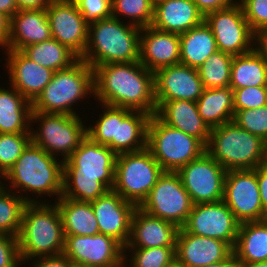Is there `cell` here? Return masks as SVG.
I'll return each mask as SVG.
<instances>
[{
	"mask_svg": "<svg viewBox=\"0 0 267 267\" xmlns=\"http://www.w3.org/2000/svg\"><path fill=\"white\" fill-rule=\"evenodd\" d=\"M94 71V97L101 104L154 115V72L139 61L98 65Z\"/></svg>",
	"mask_w": 267,
	"mask_h": 267,
	"instance_id": "6da1fadb",
	"label": "cell"
},
{
	"mask_svg": "<svg viewBox=\"0 0 267 267\" xmlns=\"http://www.w3.org/2000/svg\"><path fill=\"white\" fill-rule=\"evenodd\" d=\"M116 157L107 146L95 143L87 136L63 161L62 197L91 202L112 190Z\"/></svg>",
	"mask_w": 267,
	"mask_h": 267,
	"instance_id": "7a4b0ae2",
	"label": "cell"
},
{
	"mask_svg": "<svg viewBox=\"0 0 267 267\" xmlns=\"http://www.w3.org/2000/svg\"><path fill=\"white\" fill-rule=\"evenodd\" d=\"M44 151L41 147L30 142L23 150L21 156L1 177L10 183V190L18 192L23 190L27 193L24 200L27 203H37L33 198L28 197V192L32 195L42 196L56 195L59 199L63 193V161L57 159ZM14 189H13V188ZM34 193V194H33Z\"/></svg>",
	"mask_w": 267,
	"mask_h": 267,
	"instance_id": "3957f363",
	"label": "cell"
},
{
	"mask_svg": "<svg viewBox=\"0 0 267 267\" xmlns=\"http://www.w3.org/2000/svg\"><path fill=\"white\" fill-rule=\"evenodd\" d=\"M123 22L111 16L89 25L88 43L81 59L92 69L139 61L141 28Z\"/></svg>",
	"mask_w": 267,
	"mask_h": 267,
	"instance_id": "277c9868",
	"label": "cell"
},
{
	"mask_svg": "<svg viewBox=\"0 0 267 267\" xmlns=\"http://www.w3.org/2000/svg\"><path fill=\"white\" fill-rule=\"evenodd\" d=\"M17 239L22 264L38 257L63 254L65 236L56 203L46 204V200L28 203Z\"/></svg>",
	"mask_w": 267,
	"mask_h": 267,
	"instance_id": "5b68a950",
	"label": "cell"
},
{
	"mask_svg": "<svg viewBox=\"0 0 267 267\" xmlns=\"http://www.w3.org/2000/svg\"><path fill=\"white\" fill-rule=\"evenodd\" d=\"M101 108L104 111L94 127L87 128V136L93 142L107 146L116 155L147 148L148 123L152 115L104 104Z\"/></svg>",
	"mask_w": 267,
	"mask_h": 267,
	"instance_id": "8992f818",
	"label": "cell"
},
{
	"mask_svg": "<svg viewBox=\"0 0 267 267\" xmlns=\"http://www.w3.org/2000/svg\"><path fill=\"white\" fill-rule=\"evenodd\" d=\"M94 96V71L81 58L70 67L58 70L32 102V111L77 115L72 105Z\"/></svg>",
	"mask_w": 267,
	"mask_h": 267,
	"instance_id": "52a82bcc",
	"label": "cell"
},
{
	"mask_svg": "<svg viewBox=\"0 0 267 267\" xmlns=\"http://www.w3.org/2000/svg\"><path fill=\"white\" fill-rule=\"evenodd\" d=\"M265 141L233 121L211 129L206 152L226 171L256 169L264 163Z\"/></svg>",
	"mask_w": 267,
	"mask_h": 267,
	"instance_id": "ba28073f",
	"label": "cell"
},
{
	"mask_svg": "<svg viewBox=\"0 0 267 267\" xmlns=\"http://www.w3.org/2000/svg\"><path fill=\"white\" fill-rule=\"evenodd\" d=\"M163 173L164 170L147 148L122 153L116 157L112 190L140 207Z\"/></svg>",
	"mask_w": 267,
	"mask_h": 267,
	"instance_id": "9c48e42d",
	"label": "cell"
},
{
	"mask_svg": "<svg viewBox=\"0 0 267 267\" xmlns=\"http://www.w3.org/2000/svg\"><path fill=\"white\" fill-rule=\"evenodd\" d=\"M147 149L162 169L170 172H177L206 151L197 138L168 126L155 114L148 123Z\"/></svg>",
	"mask_w": 267,
	"mask_h": 267,
	"instance_id": "30bf717a",
	"label": "cell"
},
{
	"mask_svg": "<svg viewBox=\"0 0 267 267\" xmlns=\"http://www.w3.org/2000/svg\"><path fill=\"white\" fill-rule=\"evenodd\" d=\"M80 116L68 114L42 113L32 111L31 123L38 124L37 132L32 130L31 142L41 147L52 156L60 153L62 161L67 160L71 154L79 147L81 142L87 137V126ZM86 126V127H85Z\"/></svg>",
	"mask_w": 267,
	"mask_h": 267,
	"instance_id": "8fae6325",
	"label": "cell"
},
{
	"mask_svg": "<svg viewBox=\"0 0 267 267\" xmlns=\"http://www.w3.org/2000/svg\"><path fill=\"white\" fill-rule=\"evenodd\" d=\"M193 203L177 172L164 171L140 208L182 228Z\"/></svg>",
	"mask_w": 267,
	"mask_h": 267,
	"instance_id": "7c38bea8",
	"label": "cell"
},
{
	"mask_svg": "<svg viewBox=\"0 0 267 267\" xmlns=\"http://www.w3.org/2000/svg\"><path fill=\"white\" fill-rule=\"evenodd\" d=\"M177 173L193 205L223 200L227 171L206 151Z\"/></svg>",
	"mask_w": 267,
	"mask_h": 267,
	"instance_id": "4fadbf2b",
	"label": "cell"
},
{
	"mask_svg": "<svg viewBox=\"0 0 267 267\" xmlns=\"http://www.w3.org/2000/svg\"><path fill=\"white\" fill-rule=\"evenodd\" d=\"M204 21L214 34L218 50L236 56L255 48L256 34L251 30L239 3L207 14Z\"/></svg>",
	"mask_w": 267,
	"mask_h": 267,
	"instance_id": "5bb4252c",
	"label": "cell"
},
{
	"mask_svg": "<svg viewBox=\"0 0 267 267\" xmlns=\"http://www.w3.org/2000/svg\"><path fill=\"white\" fill-rule=\"evenodd\" d=\"M223 201L240 224L267 219L255 169L227 171Z\"/></svg>",
	"mask_w": 267,
	"mask_h": 267,
	"instance_id": "9a60e30c",
	"label": "cell"
},
{
	"mask_svg": "<svg viewBox=\"0 0 267 267\" xmlns=\"http://www.w3.org/2000/svg\"><path fill=\"white\" fill-rule=\"evenodd\" d=\"M63 254L75 267H124V247L112 237L64 235Z\"/></svg>",
	"mask_w": 267,
	"mask_h": 267,
	"instance_id": "2e32d148",
	"label": "cell"
},
{
	"mask_svg": "<svg viewBox=\"0 0 267 267\" xmlns=\"http://www.w3.org/2000/svg\"><path fill=\"white\" fill-rule=\"evenodd\" d=\"M240 223L223 200L195 204L182 227L187 233L228 243L234 248Z\"/></svg>",
	"mask_w": 267,
	"mask_h": 267,
	"instance_id": "e0dca14e",
	"label": "cell"
},
{
	"mask_svg": "<svg viewBox=\"0 0 267 267\" xmlns=\"http://www.w3.org/2000/svg\"><path fill=\"white\" fill-rule=\"evenodd\" d=\"M45 10L52 38L81 58L88 43L89 24L78 6L72 0H52Z\"/></svg>",
	"mask_w": 267,
	"mask_h": 267,
	"instance_id": "ac0fdd59",
	"label": "cell"
},
{
	"mask_svg": "<svg viewBox=\"0 0 267 267\" xmlns=\"http://www.w3.org/2000/svg\"><path fill=\"white\" fill-rule=\"evenodd\" d=\"M91 206L99 233L112 237L125 247L130 239L131 220L136 206L113 190L91 201Z\"/></svg>",
	"mask_w": 267,
	"mask_h": 267,
	"instance_id": "d6986e66",
	"label": "cell"
},
{
	"mask_svg": "<svg viewBox=\"0 0 267 267\" xmlns=\"http://www.w3.org/2000/svg\"><path fill=\"white\" fill-rule=\"evenodd\" d=\"M155 101L187 100L196 102L205 89L196 68L181 63L154 73Z\"/></svg>",
	"mask_w": 267,
	"mask_h": 267,
	"instance_id": "ffe728a7",
	"label": "cell"
},
{
	"mask_svg": "<svg viewBox=\"0 0 267 267\" xmlns=\"http://www.w3.org/2000/svg\"><path fill=\"white\" fill-rule=\"evenodd\" d=\"M232 254L233 248L224 241L178 230L175 256L183 267H203L225 261Z\"/></svg>",
	"mask_w": 267,
	"mask_h": 267,
	"instance_id": "44dd1931",
	"label": "cell"
},
{
	"mask_svg": "<svg viewBox=\"0 0 267 267\" xmlns=\"http://www.w3.org/2000/svg\"><path fill=\"white\" fill-rule=\"evenodd\" d=\"M6 55L10 87L33 102L52 80L55 71L37 64L19 50H6Z\"/></svg>",
	"mask_w": 267,
	"mask_h": 267,
	"instance_id": "7402d4cb",
	"label": "cell"
},
{
	"mask_svg": "<svg viewBox=\"0 0 267 267\" xmlns=\"http://www.w3.org/2000/svg\"><path fill=\"white\" fill-rule=\"evenodd\" d=\"M139 62L154 73L160 68L179 64L180 35L152 26L141 28Z\"/></svg>",
	"mask_w": 267,
	"mask_h": 267,
	"instance_id": "603a6c76",
	"label": "cell"
},
{
	"mask_svg": "<svg viewBox=\"0 0 267 267\" xmlns=\"http://www.w3.org/2000/svg\"><path fill=\"white\" fill-rule=\"evenodd\" d=\"M179 228L166 220L136 207L131 220V234L124 248L176 246Z\"/></svg>",
	"mask_w": 267,
	"mask_h": 267,
	"instance_id": "cb8c5ba5",
	"label": "cell"
},
{
	"mask_svg": "<svg viewBox=\"0 0 267 267\" xmlns=\"http://www.w3.org/2000/svg\"><path fill=\"white\" fill-rule=\"evenodd\" d=\"M156 105L155 115L163 123L197 138L206 147L211 129L199 115L196 102L182 99L156 101Z\"/></svg>",
	"mask_w": 267,
	"mask_h": 267,
	"instance_id": "d4e9b609",
	"label": "cell"
},
{
	"mask_svg": "<svg viewBox=\"0 0 267 267\" xmlns=\"http://www.w3.org/2000/svg\"><path fill=\"white\" fill-rule=\"evenodd\" d=\"M203 21L204 16L193 0H161L154 4L151 26L160 31L180 35Z\"/></svg>",
	"mask_w": 267,
	"mask_h": 267,
	"instance_id": "484cf974",
	"label": "cell"
},
{
	"mask_svg": "<svg viewBox=\"0 0 267 267\" xmlns=\"http://www.w3.org/2000/svg\"><path fill=\"white\" fill-rule=\"evenodd\" d=\"M52 38L45 9L18 10L10 23V36L6 50L22 51L25 47Z\"/></svg>",
	"mask_w": 267,
	"mask_h": 267,
	"instance_id": "4316f807",
	"label": "cell"
},
{
	"mask_svg": "<svg viewBox=\"0 0 267 267\" xmlns=\"http://www.w3.org/2000/svg\"><path fill=\"white\" fill-rule=\"evenodd\" d=\"M10 88L0 87V133H31L32 102Z\"/></svg>",
	"mask_w": 267,
	"mask_h": 267,
	"instance_id": "83f0119b",
	"label": "cell"
},
{
	"mask_svg": "<svg viewBox=\"0 0 267 267\" xmlns=\"http://www.w3.org/2000/svg\"><path fill=\"white\" fill-rule=\"evenodd\" d=\"M233 255L238 264L267 261V219L239 225Z\"/></svg>",
	"mask_w": 267,
	"mask_h": 267,
	"instance_id": "f1b7e54d",
	"label": "cell"
},
{
	"mask_svg": "<svg viewBox=\"0 0 267 267\" xmlns=\"http://www.w3.org/2000/svg\"><path fill=\"white\" fill-rule=\"evenodd\" d=\"M196 104L199 115L210 129L233 121L234 91L230 86L205 88Z\"/></svg>",
	"mask_w": 267,
	"mask_h": 267,
	"instance_id": "f546056e",
	"label": "cell"
},
{
	"mask_svg": "<svg viewBox=\"0 0 267 267\" xmlns=\"http://www.w3.org/2000/svg\"><path fill=\"white\" fill-rule=\"evenodd\" d=\"M64 235H96L99 233L97 219L91 202L77 201L60 197L56 199Z\"/></svg>",
	"mask_w": 267,
	"mask_h": 267,
	"instance_id": "4dcf8cb0",
	"label": "cell"
},
{
	"mask_svg": "<svg viewBox=\"0 0 267 267\" xmlns=\"http://www.w3.org/2000/svg\"><path fill=\"white\" fill-rule=\"evenodd\" d=\"M217 50L214 34L205 21L180 34V63L183 65L197 69Z\"/></svg>",
	"mask_w": 267,
	"mask_h": 267,
	"instance_id": "1f68e13d",
	"label": "cell"
},
{
	"mask_svg": "<svg viewBox=\"0 0 267 267\" xmlns=\"http://www.w3.org/2000/svg\"><path fill=\"white\" fill-rule=\"evenodd\" d=\"M229 86L232 90L267 86V60L256 48L248 53L233 56Z\"/></svg>",
	"mask_w": 267,
	"mask_h": 267,
	"instance_id": "d6a6232c",
	"label": "cell"
},
{
	"mask_svg": "<svg viewBox=\"0 0 267 267\" xmlns=\"http://www.w3.org/2000/svg\"><path fill=\"white\" fill-rule=\"evenodd\" d=\"M22 52L32 61L55 72L70 67L79 59L73 51L54 38L31 44Z\"/></svg>",
	"mask_w": 267,
	"mask_h": 267,
	"instance_id": "836d02e7",
	"label": "cell"
},
{
	"mask_svg": "<svg viewBox=\"0 0 267 267\" xmlns=\"http://www.w3.org/2000/svg\"><path fill=\"white\" fill-rule=\"evenodd\" d=\"M2 183L0 180V234L17 237L22 224L23 212L28 203L23 195L11 192Z\"/></svg>",
	"mask_w": 267,
	"mask_h": 267,
	"instance_id": "e575fe53",
	"label": "cell"
},
{
	"mask_svg": "<svg viewBox=\"0 0 267 267\" xmlns=\"http://www.w3.org/2000/svg\"><path fill=\"white\" fill-rule=\"evenodd\" d=\"M233 55L217 50L197 68L204 88L229 87Z\"/></svg>",
	"mask_w": 267,
	"mask_h": 267,
	"instance_id": "d590c367",
	"label": "cell"
},
{
	"mask_svg": "<svg viewBox=\"0 0 267 267\" xmlns=\"http://www.w3.org/2000/svg\"><path fill=\"white\" fill-rule=\"evenodd\" d=\"M127 250L132 252L131 262L128 258L129 255L124 254V267H169L176 261V246L124 248V252ZM127 260L129 261V265L126 264L128 263Z\"/></svg>",
	"mask_w": 267,
	"mask_h": 267,
	"instance_id": "8d00e7d4",
	"label": "cell"
},
{
	"mask_svg": "<svg viewBox=\"0 0 267 267\" xmlns=\"http://www.w3.org/2000/svg\"><path fill=\"white\" fill-rule=\"evenodd\" d=\"M111 14L119 20H122L120 16L130 18L128 22L140 28L148 27L153 21L154 3L151 0H111Z\"/></svg>",
	"mask_w": 267,
	"mask_h": 267,
	"instance_id": "74e56055",
	"label": "cell"
},
{
	"mask_svg": "<svg viewBox=\"0 0 267 267\" xmlns=\"http://www.w3.org/2000/svg\"><path fill=\"white\" fill-rule=\"evenodd\" d=\"M30 142L31 133H0V180Z\"/></svg>",
	"mask_w": 267,
	"mask_h": 267,
	"instance_id": "f35d334b",
	"label": "cell"
},
{
	"mask_svg": "<svg viewBox=\"0 0 267 267\" xmlns=\"http://www.w3.org/2000/svg\"><path fill=\"white\" fill-rule=\"evenodd\" d=\"M233 122L243 130L267 140V105L256 109L235 110Z\"/></svg>",
	"mask_w": 267,
	"mask_h": 267,
	"instance_id": "ab89813d",
	"label": "cell"
},
{
	"mask_svg": "<svg viewBox=\"0 0 267 267\" xmlns=\"http://www.w3.org/2000/svg\"><path fill=\"white\" fill-rule=\"evenodd\" d=\"M234 110L256 109L267 105V86L234 89Z\"/></svg>",
	"mask_w": 267,
	"mask_h": 267,
	"instance_id": "60d3db41",
	"label": "cell"
},
{
	"mask_svg": "<svg viewBox=\"0 0 267 267\" xmlns=\"http://www.w3.org/2000/svg\"><path fill=\"white\" fill-rule=\"evenodd\" d=\"M238 3L255 34L267 28V0H239Z\"/></svg>",
	"mask_w": 267,
	"mask_h": 267,
	"instance_id": "b9f144b4",
	"label": "cell"
},
{
	"mask_svg": "<svg viewBox=\"0 0 267 267\" xmlns=\"http://www.w3.org/2000/svg\"><path fill=\"white\" fill-rule=\"evenodd\" d=\"M90 25L105 18L112 16L111 0H72Z\"/></svg>",
	"mask_w": 267,
	"mask_h": 267,
	"instance_id": "7bdbcfd3",
	"label": "cell"
},
{
	"mask_svg": "<svg viewBox=\"0 0 267 267\" xmlns=\"http://www.w3.org/2000/svg\"><path fill=\"white\" fill-rule=\"evenodd\" d=\"M20 264L22 265L17 237L0 234V267H19Z\"/></svg>",
	"mask_w": 267,
	"mask_h": 267,
	"instance_id": "ee69618b",
	"label": "cell"
},
{
	"mask_svg": "<svg viewBox=\"0 0 267 267\" xmlns=\"http://www.w3.org/2000/svg\"><path fill=\"white\" fill-rule=\"evenodd\" d=\"M193 2L204 17L211 12L233 7L238 3L236 0H193Z\"/></svg>",
	"mask_w": 267,
	"mask_h": 267,
	"instance_id": "f6af8a7d",
	"label": "cell"
},
{
	"mask_svg": "<svg viewBox=\"0 0 267 267\" xmlns=\"http://www.w3.org/2000/svg\"><path fill=\"white\" fill-rule=\"evenodd\" d=\"M33 261L34 265L31 263L32 267H75L72 261L64 254L38 257Z\"/></svg>",
	"mask_w": 267,
	"mask_h": 267,
	"instance_id": "bcb514c9",
	"label": "cell"
},
{
	"mask_svg": "<svg viewBox=\"0 0 267 267\" xmlns=\"http://www.w3.org/2000/svg\"><path fill=\"white\" fill-rule=\"evenodd\" d=\"M255 172L257 175L263 211L267 215V167L264 165L258 166L255 169Z\"/></svg>",
	"mask_w": 267,
	"mask_h": 267,
	"instance_id": "7dc6e473",
	"label": "cell"
},
{
	"mask_svg": "<svg viewBox=\"0 0 267 267\" xmlns=\"http://www.w3.org/2000/svg\"><path fill=\"white\" fill-rule=\"evenodd\" d=\"M18 10L46 9L52 0H14Z\"/></svg>",
	"mask_w": 267,
	"mask_h": 267,
	"instance_id": "c3c4849f",
	"label": "cell"
},
{
	"mask_svg": "<svg viewBox=\"0 0 267 267\" xmlns=\"http://www.w3.org/2000/svg\"><path fill=\"white\" fill-rule=\"evenodd\" d=\"M11 18L3 12H0V47L6 49L10 36Z\"/></svg>",
	"mask_w": 267,
	"mask_h": 267,
	"instance_id": "681fc988",
	"label": "cell"
},
{
	"mask_svg": "<svg viewBox=\"0 0 267 267\" xmlns=\"http://www.w3.org/2000/svg\"><path fill=\"white\" fill-rule=\"evenodd\" d=\"M255 48L265 57L267 60V28L260 30L256 34Z\"/></svg>",
	"mask_w": 267,
	"mask_h": 267,
	"instance_id": "f907efd6",
	"label": "cell"
},
{
	"mask_svg": "<svg viewBox=\"0 0 267 267\" xmlns=\"http://www.w3.org/2000/svg\"><path fill=\"white\" fill-rule=\"evenodd\" d=\"M17 11L14 0H0V12L5 13L11 18Z\"/></svg>",
	"mask_w": 267,
	"mask_h": 267,
	"instance_id": "816d5d0a",
	"label": "cell"
},
{
	"mask_svg": "<svg viewBox=\"0 0 267 267\" xmlns=\"http://www.w3.org/2000/svg\"><path fill=\"white\" fill-rule=\"evenodd\" d=\"M203 267H238V263L235 260L234 255L232 254L227 260L212 263Z\"/></svg>",
	"mask_w": 267,
	"mask_h": 267,
	"instance_id": "f5cc1de1",
	"label": "cell"
},
{
	"mask_svg": "<svg viewBox=\"0 0 267 267\" xmlns=\"http://www.w3.org/2000/svg\"><path fill=\"white\" fill-rule=\"evenodd\" d=\"M238 267H267V261H261L249 264H238Z\"/></svg>",
	"mask_w": 267,
	"mask_h": 267,
	"instance_id": "db71d44e",
	"label": "cell"
},
{
	"mask_svg": "<svg viewBox=\"0 0 267 267\" xmlns=\"http://www.w3.org/2000/svg\"><path fill=\"white\" fill-rule=\"evenodd\" d=\"M263 165L267 167V143H265V150H264V163Z\"/></svg>",
	"mask_w": 267,
	"mask_h": 267,
	"instance_id": "11a10c76",
	"label": "cell"
},
{
	"mask_svg": "<svg viewBox=\"0 0 267 267\" xmlns=\"http://www.w3.org/2000/svg\"><path fill=\"white\" fill-rule=\"evenodd\" d=\"M169 267H183L182 265L178 264L176 261Z\"/></svg>",
	"mask_w": 267,
	"mask_h": 267,
	"instance_id": "9f6ffc18",
	"label": "cell"
},
{
	"mask_svg": "<svg viewBox=\"0 0 267 267\" xmlns=\"http://www.w3.org/2000/svg\"><path fill=\"white\" fill-rule=\"evenodd\" d=\"M154 4L161 1V0H151Z\"/></svg>",
	"mask_w": 267,
	"mask_h": 267,
	"instance_id": "6f0895ef",
	"label": "cell"
}]
</instances>
